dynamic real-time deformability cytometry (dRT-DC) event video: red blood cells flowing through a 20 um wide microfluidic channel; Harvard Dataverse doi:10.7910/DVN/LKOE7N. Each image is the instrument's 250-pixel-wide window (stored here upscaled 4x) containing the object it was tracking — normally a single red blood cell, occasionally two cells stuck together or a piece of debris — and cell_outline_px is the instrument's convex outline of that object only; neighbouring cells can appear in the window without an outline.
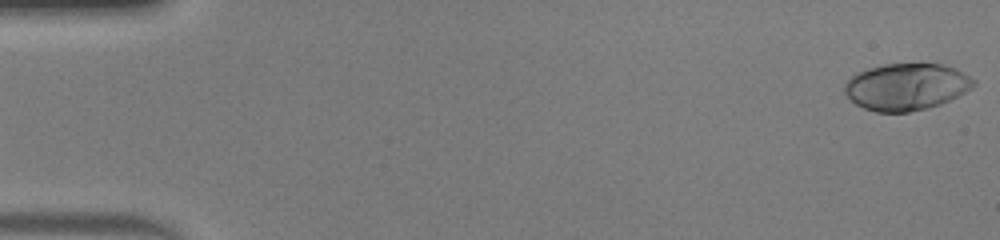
{"species": "human", "species_latin": "Homo sapiens", "temperature_condition": "warm", "stored_images_in_passage": 50, "camera_frame_rate_fps": 3000, "um_per_image_px": 0.085, "donor": {"sex": "male"}, "frame": {"image": 1, "passage_image": 1, "time_ms": 0.0, "image_size_px": [1000, 240], "cell_outline_px": [[976, 84], [972, 88], [940, 104], [928, 108], [908, 112], [876, 112], [864, 108], [856, 104], [844, 92], [844, 84], [856, 72], [868, 68], [884, 64], [944, 64], [956, 68], [976, 80]], "centroid_in_image_um": [77.04, 7.37], "position_along_channel_um": 8.0, "area_um2": 35.2}}
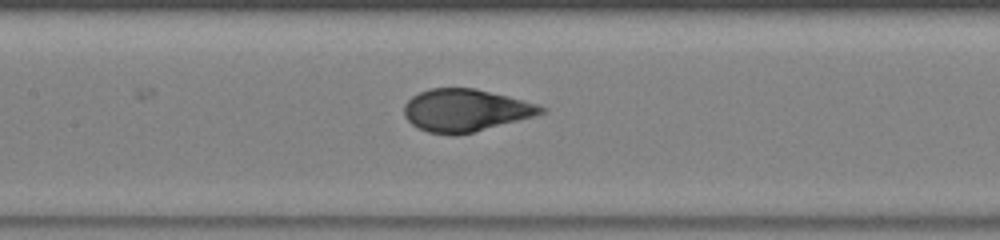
{"frame": {"image": 2, "passage_image": 24, "time_ms": 7.667, "image_size_px": [1000, 240], "cell_outline_px": [[548, 108], [544, 112], [536, 116], [456, 136], [452, 136], [428, 132], [412, 124], [404, 116], [404, 104], [412, 96], [420, 92], [432, 88], [476, 88], [508, 96], [536, 104]], "centroid_in_image_um": [39.56, 9.38], "position_along_channel_um": 167.8, "area_um2": 33.81}}
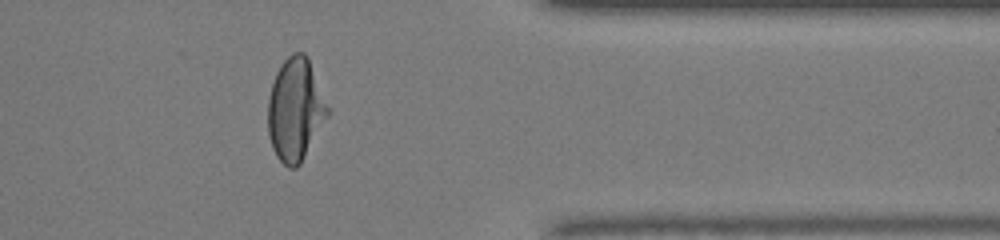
{"frame": {"image": 3, "passage_image": 41, "time_ms": 13.333, "image_size_px": [1000, 240], "cell_outline_px": [[332, 112], [300, 164], [296, 168], [288, 168], [276, 156], [272, 148], [268, 132], [268, 100], [272, 84], [276, 72], [280, 64], [292, 52], [304, 52], [308, 56], [332, 108]], "centroid_in_image_um": [25.16, 9.29], "position_along_channel_um": 386.2, "area_um2": 36.7}, "authors_computed_cell_mechanics": {"area_um2": 34.8245, "velocity_mm_per_s": 4.1157, "shape_relaxation_time_tau1_ms": 4.1181, "shape_relaxation_time_tau2_ms": null, "deformation_change_tau1": 0.2334, "deformation_change_tau2": null}}